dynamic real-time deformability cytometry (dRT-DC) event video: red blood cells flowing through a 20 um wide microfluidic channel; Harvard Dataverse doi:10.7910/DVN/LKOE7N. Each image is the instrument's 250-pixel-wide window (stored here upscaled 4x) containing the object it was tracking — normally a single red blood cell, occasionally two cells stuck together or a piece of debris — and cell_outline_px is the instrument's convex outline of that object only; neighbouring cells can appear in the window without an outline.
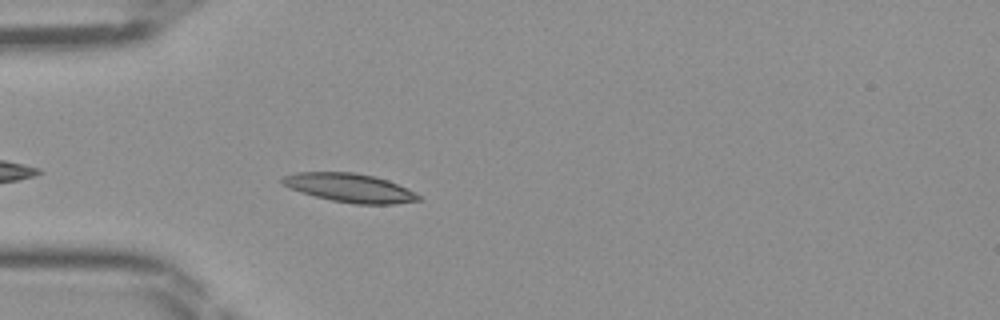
{"species": "Egyptian fruit bat (a non-hibernating species)", "species_latin": "Rousettus aegyptiacus", "temperature_condition": "room temperature", "stored_images_in_passage": 35, "camera_frame_rate_fps": 3000, "um_per_image_px": 0.085, "frame": {"image": 1, "passage_image": 4, "time_ms": 1.0, "image_size_px": [1000, 320], "cell_outline_px": [[420, 200], [396, 204], [356, 204], [332, 200], [300, 192], [288, 188], [280, 184], [280, 176], [296, 172], [356, 172], [376, 176], [388, 180], [408, 188], [420, 196]], "centroid_in_image_um": [29.69, 15.95], "position_along_channel_um": 55.3, "area_um2": 23.06}}
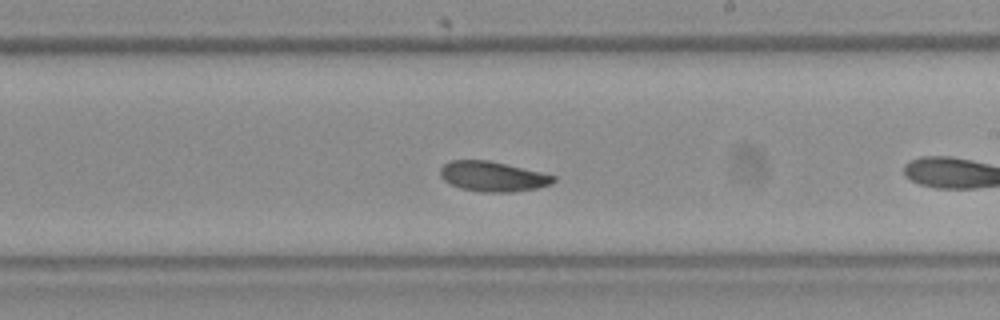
{"frame": {"image": 2, "passage_image": 15, "time_ms": 4.667, "image_size_px": [1000, 320], "cell_outline_px": [[556, 180], [552, 184], [536, 188], [516, 192], [484, 192], [460, 188], [448, 184], [440, 176], [440, 168], [444, 164], [452, 160], [488, 160], [540, 172], [556, 176]], "centroid_in_image_um": [41.87, 15.01], "position_along_channel_um": 247.1, "area_um2": 19.83}}
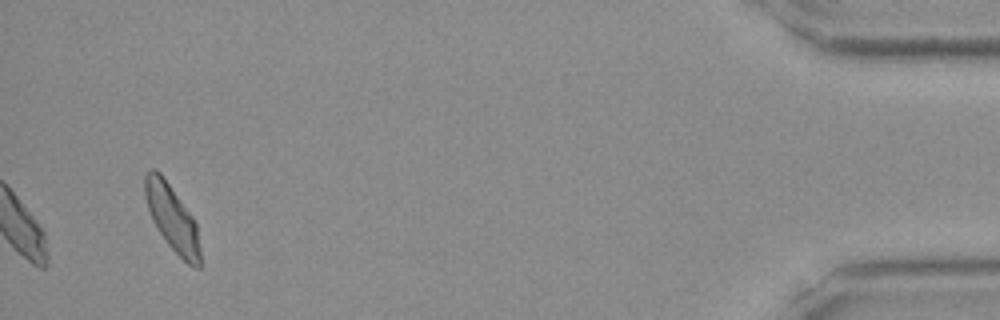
{"frame": {"image": 3, "passage_image": 35, "time_ms": 11.333, "image_size_px": [1000, 320], "cell_outline_px": [[200, 268], [196, 268], [188, 264], [168, 244], [160, 232], [148, 208], [144, 196], [144, 172], [148, 168], [156, 168], [160, 172], [192, 216], [196, 224], [200, 248]], "centroid_in_image_um": [14.61, 18.48], "position_along_channel_um": 420.6, "area_um2": 20.92}}